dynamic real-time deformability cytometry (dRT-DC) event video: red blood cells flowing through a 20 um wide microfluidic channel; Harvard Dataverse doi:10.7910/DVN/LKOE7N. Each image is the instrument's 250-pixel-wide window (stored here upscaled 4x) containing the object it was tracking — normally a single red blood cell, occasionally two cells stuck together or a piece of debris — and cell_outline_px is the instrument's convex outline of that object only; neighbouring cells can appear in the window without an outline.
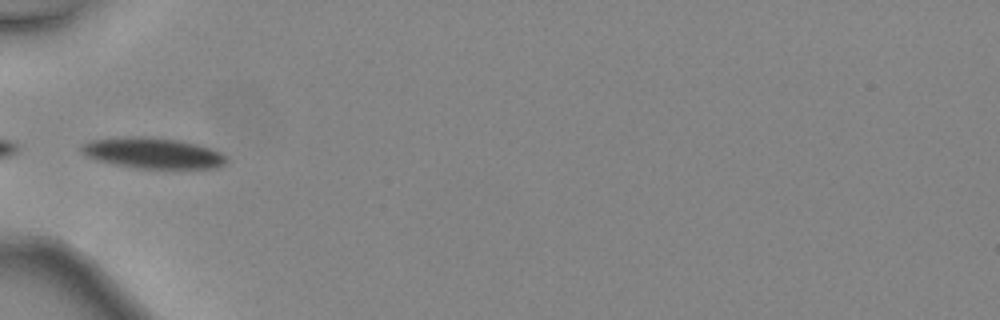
{"species": "common noctule bat (a hibernating species)", "species_latin": "Nyctalus noctula", "temperature_condition": "warm", "stored_images_in_passage": 30, "camera_frame_rate_fps": 3000, "um_per_image_px": 0.085, "animal": {"sex": "female", "body_mass_g": 24.6, "forearm_length_mm": 56.2}, "frame": {"image": 1, "passage_image": 1, "time_ms": 0.0, "image_size_px": [1000, 320], "cell_outline_px": [[228, 160], [224, 164], [216, 168], [136, 168], [96, 160], [80, 152], [80, 144], [92, 140], [124, 136], [144, 136], [180, 140], [196, 144], [220, 152]], "centroid_in_image_um": [12.94, 13.0], "position_along_channel_um": 72.1, "area_um2": 25.95}}
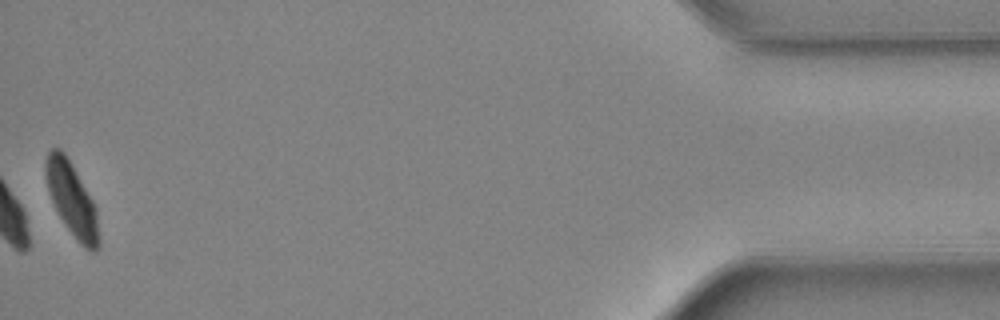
{"frame": {"image": 2, "passage_image": 30, "time_ms": 9.667, "image_size_px": [1000, 320], "cell_outline_px": [[100, 248], [96, 252], [92, 252], [84, 248], [76, 240], [60, 216], [48, 192], [44, 168], [44, 164], [48, 152], [52, 148], [60, 148], [68, 156], [92, 200], [96, 208], [100, 236]], "centroid_in_image_um": [6.13, 16.96], "position_along_channel_um": 429.1, "area_um2": 22.89}, "authors_computed_cell_mechanics": {"area_um2": 23.4379, "velocity_mm_per_s": 4.518, "shape_relaxation_time_tau1_ms": 2.4013, "shape_relaxation_time_tau2_ms": null, "deformation_change_tau1": 0.093, "deformation_change_tau2": null}}